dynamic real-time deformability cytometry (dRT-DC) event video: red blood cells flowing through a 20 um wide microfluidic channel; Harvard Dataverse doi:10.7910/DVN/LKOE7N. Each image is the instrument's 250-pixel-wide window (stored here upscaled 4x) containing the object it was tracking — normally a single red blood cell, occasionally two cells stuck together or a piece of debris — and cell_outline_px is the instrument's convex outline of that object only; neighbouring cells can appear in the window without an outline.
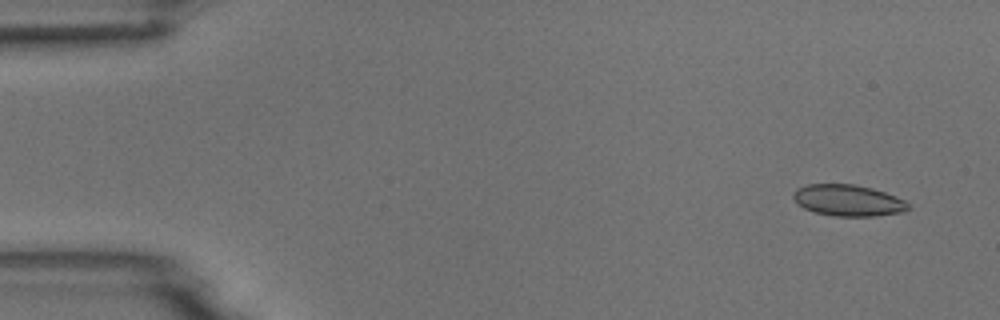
{"species": "common noctule bat (a hibernating species)", "species_latin": "Nyctalus noctula", "temperature_condition": "room temperature", "stored_images_in_passage": 5, "camera_frame_rate_fps": 3000, "um_per_image_px": 0.085, "animal": {"sex": "male", "body_mass_g": 18.8}, "frame": {"image": 1, "passage_image": 2, "time_ms": 0.333, "image_size_px": [1000, 320], "cell_outline_px": [[912, 208], [900, 212], [876, 216], [832, 216], [816, 212], [804, 208], [792, 196], [792, 192], [796, 188], [808, 184], [856, 184], [872, 188], [896, 196], [904, 200]], "centroid_in_image_um": [72.09, 17.02], "position_along_channel_um": 12.9, "area_um2": 20.98}}